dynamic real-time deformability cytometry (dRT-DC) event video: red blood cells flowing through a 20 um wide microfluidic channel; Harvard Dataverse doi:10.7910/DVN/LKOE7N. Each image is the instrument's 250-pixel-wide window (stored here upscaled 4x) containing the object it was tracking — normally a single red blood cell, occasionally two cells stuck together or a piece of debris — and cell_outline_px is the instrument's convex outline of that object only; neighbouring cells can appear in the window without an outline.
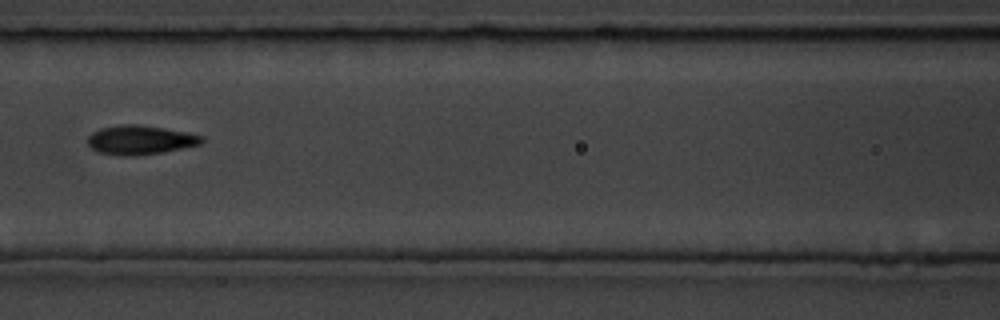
{"species": "common noctule bat (a hibernating species)", "species_latin": "Nyctalus noctula", "temperature_condition": "room temperature", "stored_images_in_passage": 3, "camera_frame_rate_fps": 3000, "um_per_image_px": 0.085, "animal": {"sex": "male", "body_mass_g": 19.5, "forearm_length_mm": 54.6}, "frame": {"image": 1, "passage_image": 3, "time_ms": 2.333, "image_size_px": [1000, 320], "cell_outline_px": [[204, 140], [200, 144], [164, 152], [136, 156], [116, 156], [100, 152], [92, 148], [88, 144], [88, 136], [92, 132], [100, 128], [120, 124], [140, 124], [188, 132], [204, 136]], "centroid_in_image_um": [11.92, 11.89], "position_along_channel_um": 154.7, "area_um2": 19.59}}